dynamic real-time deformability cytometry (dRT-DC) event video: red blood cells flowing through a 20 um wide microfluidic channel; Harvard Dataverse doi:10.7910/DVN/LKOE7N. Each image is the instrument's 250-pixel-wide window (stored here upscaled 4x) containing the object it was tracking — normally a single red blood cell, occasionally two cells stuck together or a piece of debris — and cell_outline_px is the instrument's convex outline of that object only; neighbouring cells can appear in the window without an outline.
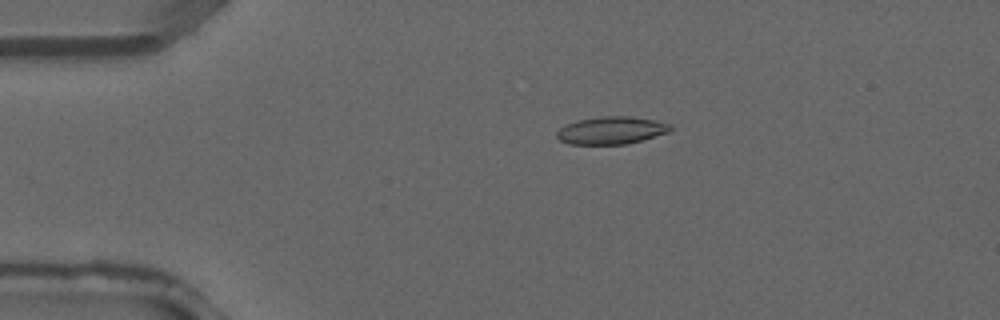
{"species": "common noctule bat (a hibernating species)", "species_latin": "Nyctalus noctula", "temperature_condition": "warm", "stored_images_in_passage": 5, "camera_frame_rate_fps": 3000, "um_per_image_px": 0.085, "animal": {"sex": "male", "forearm_length_mm": 52.5}, "frame": {"image": 1, "passage_image": 3, "time_ms": 0.667, "image_size_px": [1000, 320], "cell_outline_px": [[672, 128], [668, 132], [628, 144], [568, 144], [560, 140], [556, 136], [556, 132], [560, 128], [568, 124], [580, 120], [604, 116], [628, 116], [656, 120], [672, 124]], "centroid_in_image_um": [51.98, 11.08], "position_along_channel_um": 33.0, "area_um2": 18.09}}
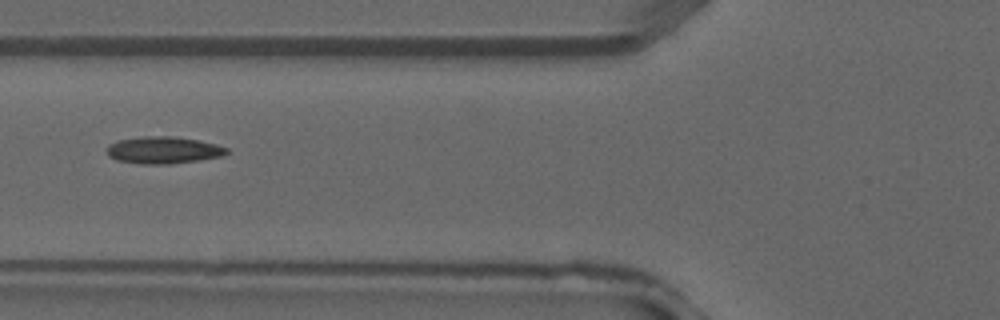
{"frame": {"image": 2, "passage_image": 5, "time_ms": 1.333, "image_size_px": [1000, 320], "cell_outline_px": [[228, 152], [224, 156], [200, 160], [168, 164], [144, 164], [116, 160], [108, 156], [108, 144], [116, 140], [144, 136], [168, 136], [196, 140], [216, 144], [228, 148]], "centroid_in_image_um": [13.88, 12.76], "position_along_channel_um": 111.9, "area_um2": 18.84}}